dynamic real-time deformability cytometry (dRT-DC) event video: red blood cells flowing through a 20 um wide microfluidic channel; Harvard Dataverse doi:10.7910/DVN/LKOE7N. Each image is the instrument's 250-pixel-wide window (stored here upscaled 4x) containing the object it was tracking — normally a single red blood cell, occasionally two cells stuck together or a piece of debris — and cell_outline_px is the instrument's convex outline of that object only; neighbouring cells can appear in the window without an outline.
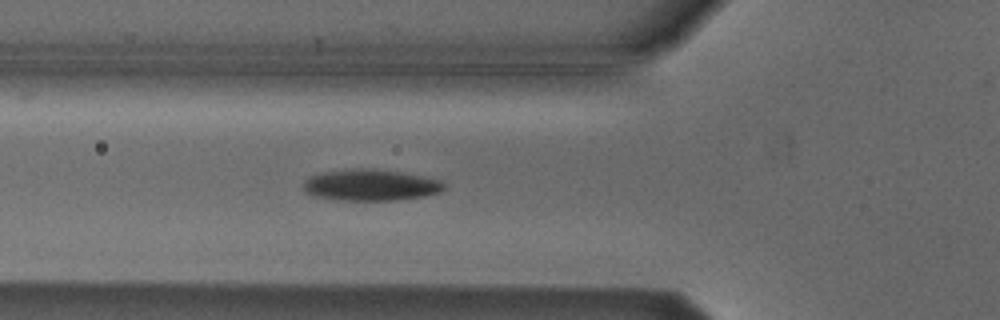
{"species": "Egyptian fruit bat (a non-hibernating species)", "species_latin": "Rousettus aegyptiacus", "temperature_condition": "cold", "stored_images_in_passage": 54, "camera_frame_rate_fps": 3000, "um_per_image_px": 0.085, "animal": {"sex": "male"}, "frame": {"image": 1, "passage_image": 18, "time_ms": 5.667, "image_size_px": [1000, 320], "cell_outline_px": [[444, 188], [440, 192], [424, 196], [396, 200], [344, 200], [320, 196], [308, 192], [304, 188], [304, 180], [308, 176], [320, 172], [348, 168], [372, 168], [400, 172], [440, 180], [444, 184]], "centroid_in_image_um": [31.49, 15.7], "position_along_channel_um": 94.3, "area_um2": 25.49}}
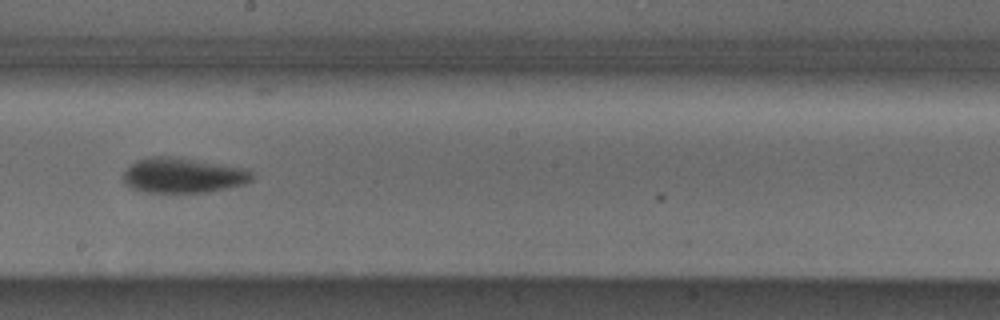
{"frame": {"image": 2, "passage_image": 29, "time_ms": 9.333, "image_size_px": [1000, 320], "cell_outline_px": [[252, 180], [244, 184], [228, 188], [208, 192], [140, 192], [132, 188], [124, 180], [124, 172], [136, 160], [152, 156], [180, 156], [248, 168], [252, 172]], "centroid_in_image_um": [15.61, 14.88], "position_along_channel_um": 232.6, "area_um2": 26.7}}
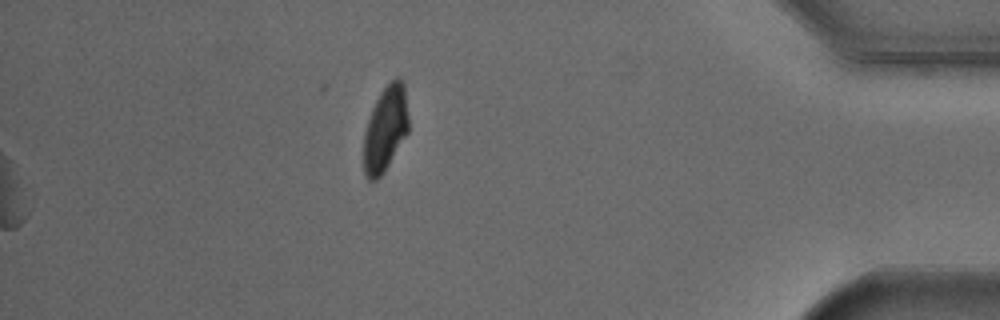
{"frame": {"image": 3, "passage_image": 54, "time_ms": 17.667, "image_size_px": [1000, 320], "cell_outline_px": [[408, 132], [384, 172], [376, 180], [368, 180], [364, 176], [364, 132], [372, 108], [380, 92], [396, 76], [400, 76], [404, 84], [408, 116]], "centroid_in_image_um": [32.75, 10.95], "position_along_channel_um": 402.4, "area_um2": 22.25}, "authors_computed_cell_mechanics": {"area_um2": 24.6517, "velocity_mm_per_s": 3.7839, "shape_relaxation_time_tau1_ms": 2.0046, "shape_relaxation_time_tau2_ms": null, "deformation_change_tau1": 0.0836, "deformation_change_tau2": null}}